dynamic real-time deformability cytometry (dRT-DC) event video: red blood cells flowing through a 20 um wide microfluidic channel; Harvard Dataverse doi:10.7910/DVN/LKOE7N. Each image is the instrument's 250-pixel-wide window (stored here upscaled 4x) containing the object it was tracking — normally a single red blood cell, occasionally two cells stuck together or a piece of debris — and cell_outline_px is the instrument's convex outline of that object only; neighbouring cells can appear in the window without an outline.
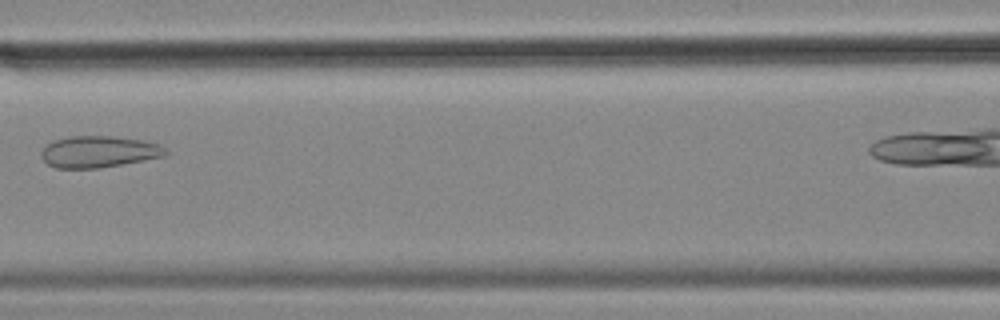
{"species": "common noctule bat (a hibernating species)", "species_latin": "Nyctalus noctula", "temperature_condition": "cold", "stored_images_in_passage": 5, "camera_frame_rate_fps": 3000, "um_per_image_px": 0.085, "animal": {"sex": "female", "body_mass_g": 18.4}, "frame": {"image": 1, "passage_image": 3, "time_ms": 0.667, "image_size_px": [1000, 320], "cell_outline_px": [[168, 152], [164, 156], [144, 160], [100, 168], [56, 168], [48, 164], [40, 156], [40, 152], [52, 140], [72, 136], [112, 136], [140, 140], [160, 144]], "centroid_in_image_um": [8.37, 12.9], "position_along_channel_um": 158.2, "area_um2": 22.77}}
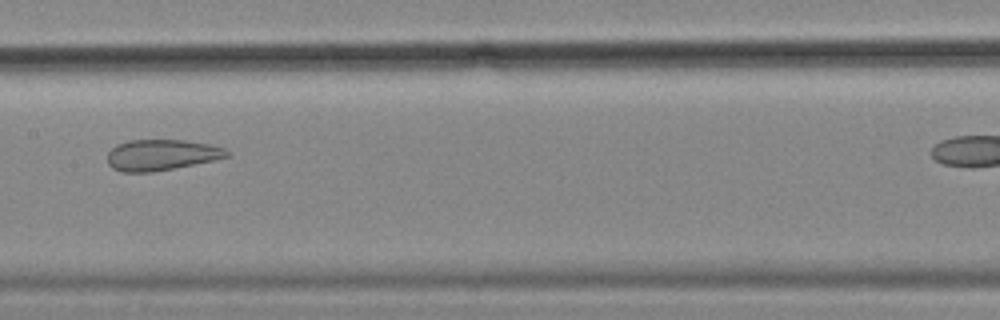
{"frame": {"image": 2, "passage_image": 4, "time_ms": 1.0, "image_size_px": [1000, 320], "cell_outline_px": [[228, 156], [212, 160], [152, 172], [120, 172], [112, 168], [108, 164], [108, 152], [116, 144], [128, 140], [184, 140], [208, 144], [224, 148], [228, 152]], "centroid_in_image_um": [13.65, 13.16], "position_along_channel_um": 193.8, "area_um2": 21.27}}